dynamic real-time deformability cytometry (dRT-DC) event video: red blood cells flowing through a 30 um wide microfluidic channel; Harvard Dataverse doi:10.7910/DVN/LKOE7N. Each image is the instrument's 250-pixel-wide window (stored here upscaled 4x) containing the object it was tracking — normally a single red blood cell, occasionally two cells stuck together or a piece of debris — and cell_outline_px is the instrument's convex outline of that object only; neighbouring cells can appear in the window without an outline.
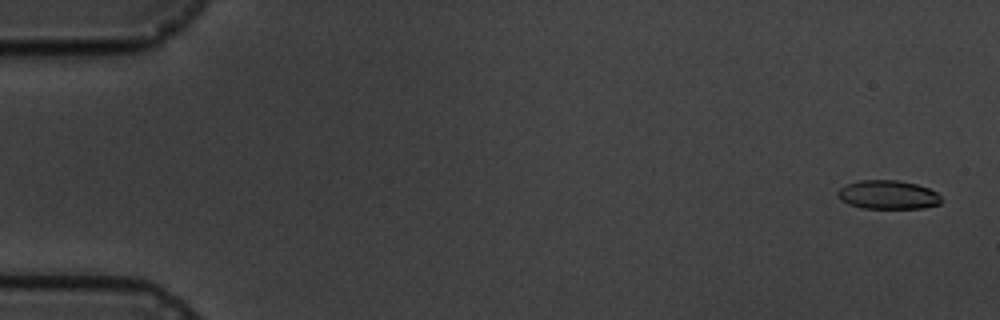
{"species": "common noctule bat (a hibernating species)", "species_latin": "Nyctalus noctula", "temperature_condition": "cold", "stored_images_in_passage": 5, "camera_frame_rate_fps": 3000, "um_per_image_px": 0.085, "animal": {"sex": "male", "body_mass_g": 19.5, "forearm_length_mm": 54.6}, "frame": {"image": 1, "passage_image": 1, "time_ms": 0.0, "image_size_px": [1000, 320], "cell_outline_px": [[940, 204], [924, 208], [860, 208], [848, 204], [840, 200], [836, 196], [836, 192], [840, 188], [848, 184], [860, 180], [896, 180], [916, 184], [928, 188], [936, 192], [940, 196]], "centroid_in_image_um": [75.44, 16.56], "position_along_channel_um": 9.6, "area_um2": 17.4}}
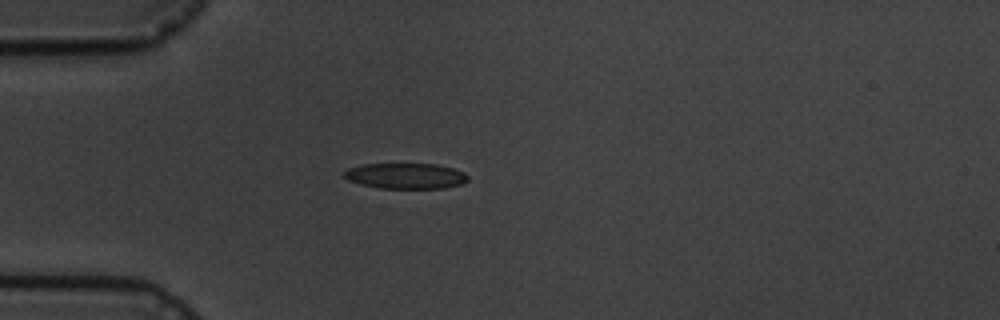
{"frame": {"image": 2, "passage_image": 4, "time_ms": 4.667, "image_size_px": [1000, 320], "cell_outline_px": [[468, 180], [464, 184], [444, 188], [380, 188], [360, 184], [348, 180], [344, 176], [344, 172], [348, 168], [364, 164], [436, 164], [452, 168], [464, 172], [468, 176]], "centroid_in_image_um": [34.51, 14.95], "position_along_channel_um": 50.5, "area_um2": 18.5}}